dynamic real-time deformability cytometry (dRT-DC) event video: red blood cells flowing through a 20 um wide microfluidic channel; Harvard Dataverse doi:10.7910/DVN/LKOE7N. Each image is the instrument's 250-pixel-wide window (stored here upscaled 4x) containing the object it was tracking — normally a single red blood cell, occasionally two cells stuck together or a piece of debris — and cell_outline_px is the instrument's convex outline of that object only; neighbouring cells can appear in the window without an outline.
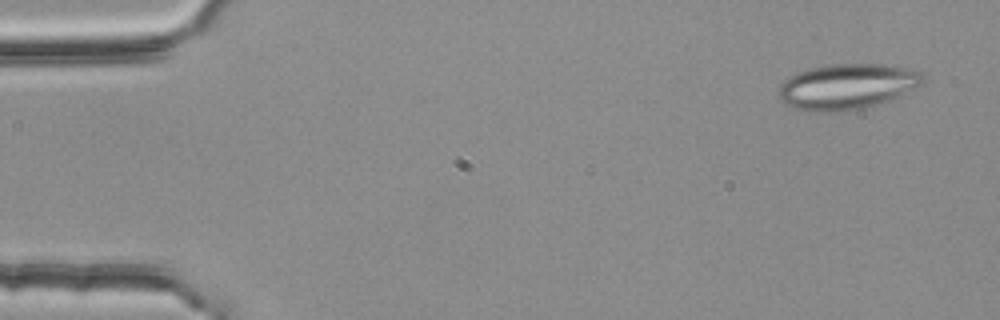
{"species": "common noctule bat (a hibernating species)", "species_latin": "Nyctalus noctula", "temperature_condition": "room temperature", "stored_images_in_passage": 17, "camera_frame_rate_fps": 3000, "um_per_image_px": 0.085, "animal": {"sex": "female", "body_mass_g": 25.1}, "frame": {"image": 1, "passage_image": 3, "time_ms": 0.667, "image_size_px": [1000, 320], "cell_outline_px": [[924, 84], [896, 96], [876, 104], [864, 108], [840, 112], [808, 112], [792, 108], [784, 104], [780, 100], [780, 84], [784, 80], [796, 72], [828, 64], [884, 64], [912, 68], [924, 72]], "centroid_in_image_um": [72.0, 7.35], "position_along_channel_um": 13.0, "area_um2": 38.61}}